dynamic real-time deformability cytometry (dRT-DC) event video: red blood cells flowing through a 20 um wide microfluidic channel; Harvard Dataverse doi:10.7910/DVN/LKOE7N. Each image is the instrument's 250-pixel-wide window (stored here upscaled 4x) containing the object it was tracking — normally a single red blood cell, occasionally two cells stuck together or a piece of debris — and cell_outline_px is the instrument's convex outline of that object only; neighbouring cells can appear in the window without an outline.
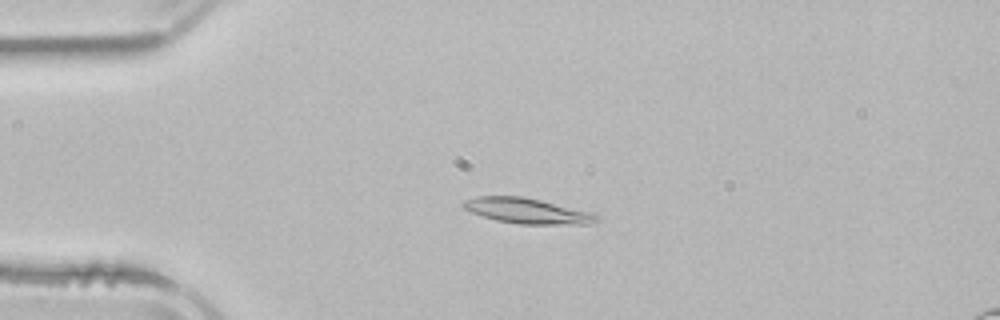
{"species": "common noctule bat (a hibernating species)", "species_latin": "Nyctalus noctula", "temperature_condition": "room temperature", "stored_images_in_passage": 6, "camera_frame_rate_fps": 3000, "um_per_image_px": 0.085, "animal": {"sex": "male", "body_mass_g": 21.5, "forearm_length_mm": 52.0}, "frame": {"image": 1, "passage_image": 4, "time_ms": 4.0, "image_size_px": [1000, 320], "cell_outline_px": [[600, 220], [588, 224], [520, 224], [496, 220], [472, 212], [464, 208], [460, 204], [464, 200], [476, 196], [524, 196], [596, 212], [600, 216]], "centroid_in_image_um": [44.89, 17.91], "position_along_channel_um": 40.1, "area_um2": 20.06}}
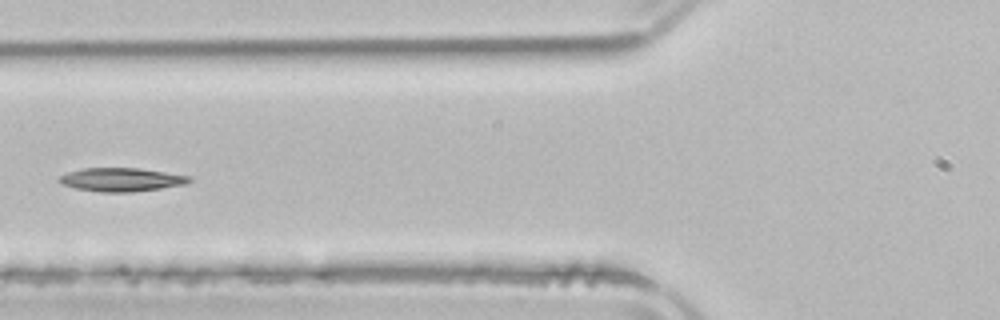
{"frame": {"image": 2, "passage_image": 6, "time_ms": 6.667, "image_size_px": [1000, 320], "cell_outline_px": [[192, 180], [188, 184], [132, 192], [100, 192], [76, 188], [64, 184], [56, 180], [60, 176], [68, 172], [84, 168], [140, 168], [188, 176]], "centroid_in_image_um": [10.31, 15.27], "position_along_channel_um": 115.5, "area_um2": 17.69}}